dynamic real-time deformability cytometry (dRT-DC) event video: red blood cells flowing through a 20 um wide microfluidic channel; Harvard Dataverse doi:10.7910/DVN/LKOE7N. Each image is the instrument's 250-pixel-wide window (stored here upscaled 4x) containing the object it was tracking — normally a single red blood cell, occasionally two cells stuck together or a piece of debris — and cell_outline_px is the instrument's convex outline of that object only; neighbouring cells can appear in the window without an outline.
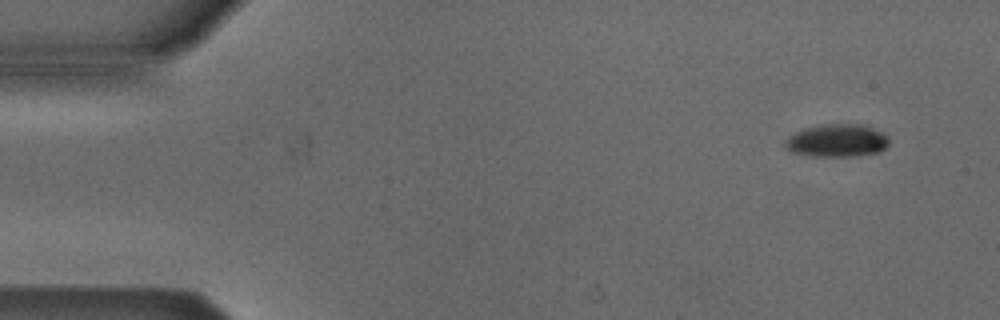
{"species": "Egyptian fruit bat (a non-hibernating species)", "species_latin": "Rousettus aegyptiacus", "temperature_condition": "cold", "stored_images_in_passage": 5, "segment_of_instrument_passage": [1, 2], "camera_frame_rate_fps": 3000, "um_per_image_px": 0.085, "animal": {"sex": "male"}, "frame": {"image": 1, "passage_image": 1, "time_ms": 0.0, "image_size_px": [1000, 320], "cell_outline_px": [[888, 144], [884, 148], [876, 152], [848, 156], [808, 156], [792, 152], [784, 148], [784, 140], [792, 132], [804, 128], [820, 124], [864, 124], [884, 132], [888, 136]], "centroid_in_image_um": [71.08, 11.93], "position_along_channel_um": 13.9, "area_um2": 20.11}}
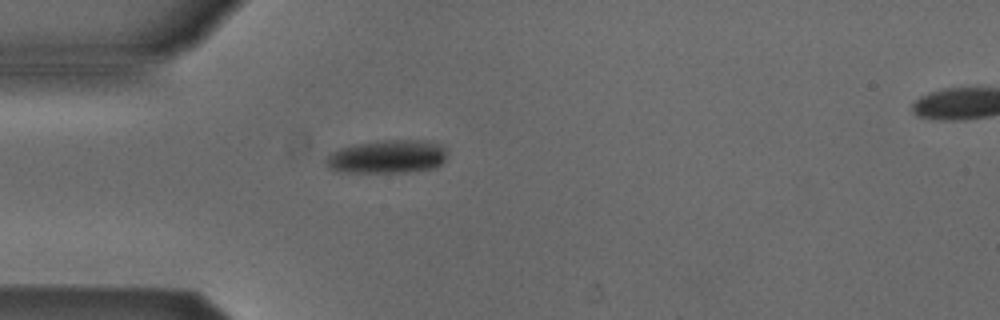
{"frame": {"image": 2, "passage_image": 4, "time_ms": 1.0, "image_size_px": [1000, 320], "cell_outline_px": [[444, 160], [436, 168], [408, 172], [336, 172], [328, 168], [324, 160], [332, 152], [340, 148], [360, 144], [388, 140], [424, 140], [440, 144], [444, 148]], "centroid_in_image_um": [32.9, 13.33], "position_along_channel_um": 52.1, "area_um2": 23.35}}